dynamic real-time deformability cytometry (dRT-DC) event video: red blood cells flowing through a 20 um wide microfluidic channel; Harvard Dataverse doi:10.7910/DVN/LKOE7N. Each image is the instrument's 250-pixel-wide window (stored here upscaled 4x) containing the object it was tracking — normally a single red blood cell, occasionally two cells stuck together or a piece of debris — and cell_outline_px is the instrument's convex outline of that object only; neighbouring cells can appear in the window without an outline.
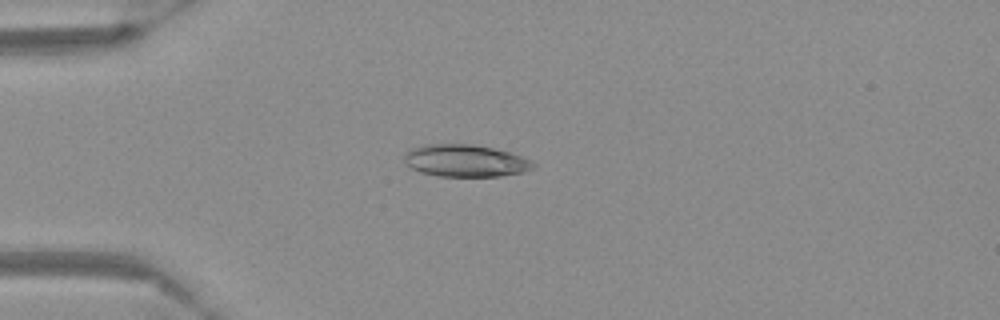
{"species": "Egyptian fruit bat (a non-hibernating species)", "species_latin": "Rousettus aegyptiacus", "temperature_condition": "warm", "stored_images_in_passage": 48, "camera_frame_rate_fps": 3000, "um_per_image_px": 0.085, "frame": {"image": 1, "passage_image": 7, "time_ms": 2.0, "image_size_px": [1000, 320], "cell_outline_px": [[536, 168], [524, 172], [500, 176], [440, 176], [420, 172], [412, 168], [404, 160], [404, 156], [408, 148], [424, 144], [472, 144], [492, 148], [508, 152], [520, 156], [536, 164]], "centroid_in_image_um": [39.54, 13.66], "position_along_channel_um": 45.5, "area_um2": 24.16}}
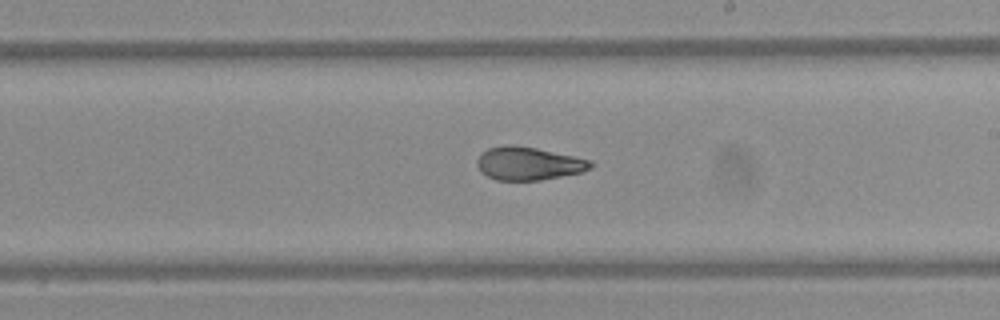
{"frame": {"image": 2, "passage_image": 25, "time_ms": 8.0, "image_size_px": [1000, 320], "cell_outline_px": [[596, 164], [592, 168], [580, 172], [540, 180], [496, 180], [480, 172], [476, 164], [476, 160], [480, 152], [488, 148], [504, 144], [512, 144], [536, 148], [592, 160]], "centroid_in_image_um": [44.89, 13.88], "position_along_channel_um": 244.1, "area_um2": 22.14}}
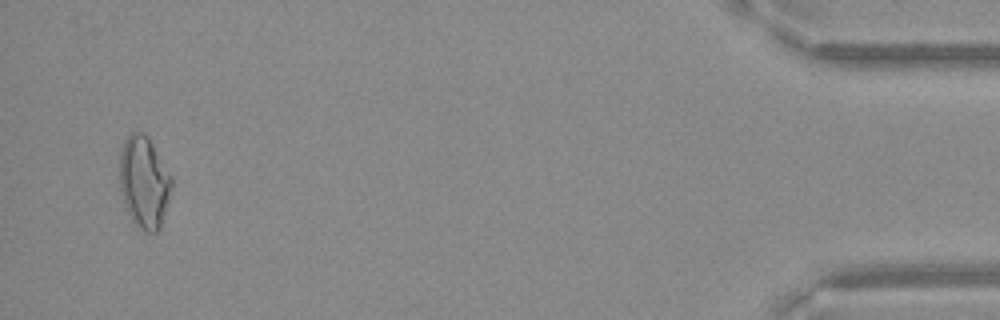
{"frame": {"image": 3, "passage_image": 46, "time_ms": 15.0, "image_size_px": [1000, 320], "cell_outline_px": [[172, 188], [160, 228], [156, 232], [144, 232], [132, 220], [128, 212], [120, 188], [120, 148], [124, 140], [132, 132], [144, 132], [148, 136], [172, 176]], "centroid_in_image_um": [12.25, 15.45], "position_along_channel_um": 422.9, "area_um2": 27.8}}